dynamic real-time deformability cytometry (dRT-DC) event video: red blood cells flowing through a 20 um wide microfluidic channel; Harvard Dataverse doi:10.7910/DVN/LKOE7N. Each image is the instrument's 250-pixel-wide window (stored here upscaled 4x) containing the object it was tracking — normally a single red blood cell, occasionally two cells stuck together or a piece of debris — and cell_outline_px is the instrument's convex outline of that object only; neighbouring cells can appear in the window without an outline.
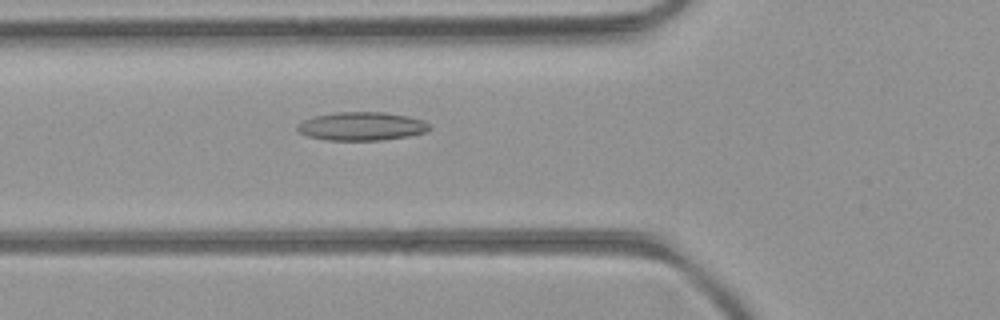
{"species": "common noctule bat (a hibernating species)", "species_latin": "Nyctalus noctula", "temperature_condition": "room temperature", "stored_images_in_passage": 32, "camera_frame_rate_fps": 3000, "um_per_image_px": 0.085, "animal": {"sex": "female", "body_mass_g": 21.9}, "frame": {"image": 1, "passage_image": 5, "time_ms": 1.333, "image_size_px": [1000, 320], "cell_outline_px": [[432, 128], [424, 132], [408, 136], [380, 140], [328, 140], [308, 136], [300, 132], [296, 128], [296, 124], [304, 120], [316, 116], [340, 112], [384, 112], [408, 116], [424, 120], [432, 124]], "centroid_in_image_um": [30.78, 10.73], "position_along_channel_um": 95.0, "area_um2": 21.85}}
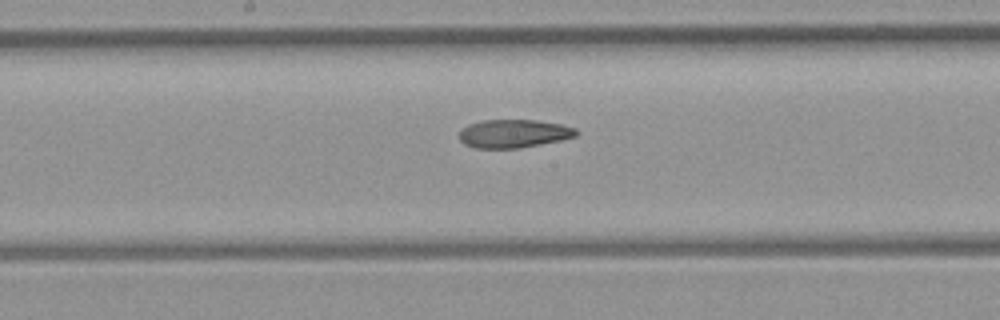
{"frame": {"image": 2, "passage_image": 13, "time_ms": 4.0, "image_size_px": [1000, 320], "cell_outline_px": [[580, 132], [576, 136], [560, 140], [520, 148], [476, 148], [464, 144], [460, 140], [460, 132], [468, 124], [484, 120], [536, 120], [560, 124], [576, 128]], "centroid_in_image_um": [43.69, 11.35], "position_along_channel_um": 204.5, "area_um2": 19.19}}
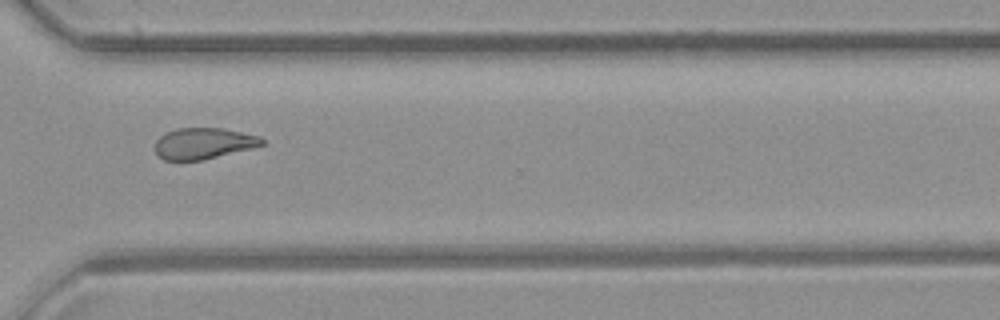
{"frame": {"image": 3, "passage_image": 24, "time_ms": 7.667, "image_size_px": [1000, 320], "cell_outline_px": [[264, 144], [252, 148], [204, 160], [164, 160], [156, 156], [156, 140], [164, 132], [176, 128], [220, 128], [260, 136], [264, 140]], "centroid_in_image_um": [17.27, 12.19], "position_along_channel_um": 353.3, "area_um2": 19.48}, "authors_computed_cell_mechanics": {"area_um2": 20.3167, "velocity_mm_per_s": 4.0779, "shape_relaxation_time_tau1_ms": null, "shape_relaxation_time_tau2_ms": 7.7562, "deformation_change_tau1": null, "deformation_change_tau2": 0.1744}}